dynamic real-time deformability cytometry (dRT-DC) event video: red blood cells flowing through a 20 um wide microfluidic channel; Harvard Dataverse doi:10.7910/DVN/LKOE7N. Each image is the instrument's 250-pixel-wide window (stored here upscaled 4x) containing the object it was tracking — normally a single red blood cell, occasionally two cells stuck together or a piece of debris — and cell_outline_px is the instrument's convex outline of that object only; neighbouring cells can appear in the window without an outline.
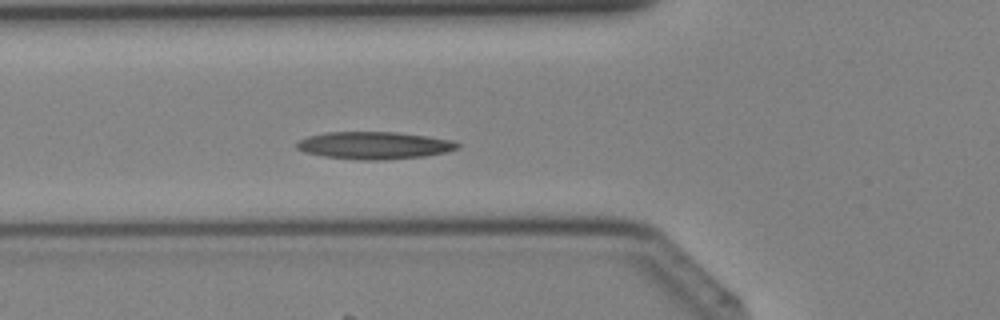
{"species": "Egyptian fruit bat (a non-hibernating species)", "species_latin": "Rousettus aegyptiacus", "temperature_condition": "cold", "stored_images_in_passage": 32, "camera_frame_rate_fps": 3000, "um_per_image_px": 0.085, "animal": {"sex": "female"}, "frame": {"image": 1, "passage_image": 6, "time_ms": 1.667, "image_size_px": [1000, 320], "cell_outline_px": [[460, 148], [444, 152], [424, 156], [384, 160], [356, 160], [324, 156], [304, 152], [296, 148], [296, 144], [300, 140], [308, 136], [324, 132], [396, 132], [428, 136], [452, 140], [460, 144]], "centroid_in_image_um": [31.81, 12.36], "position_along_channel_um": 94.0, "area_um2": 25.72}}
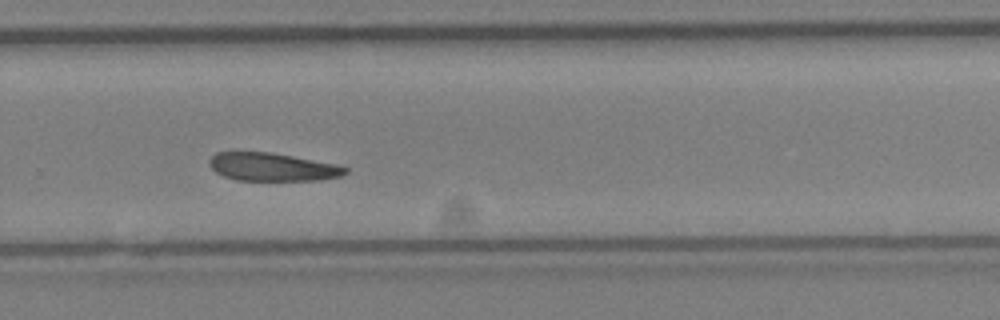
{"frame": {"image": 2, "passage_image": 19, "time_ms": 6.0, "image_size_px": [1000, 320], "cell_outline_px": [[348, 172], [340, 176], [320, 180], [236, 180], [224, 176], [216, 172], [208, 164], [208, 160], [216, 152], [272, 152], [336, 164], [348, 168]], "centroid_in_image_um": [23.14, 14.19], "position_along_channel_um": 306.7, "area_um2": 22.25}}
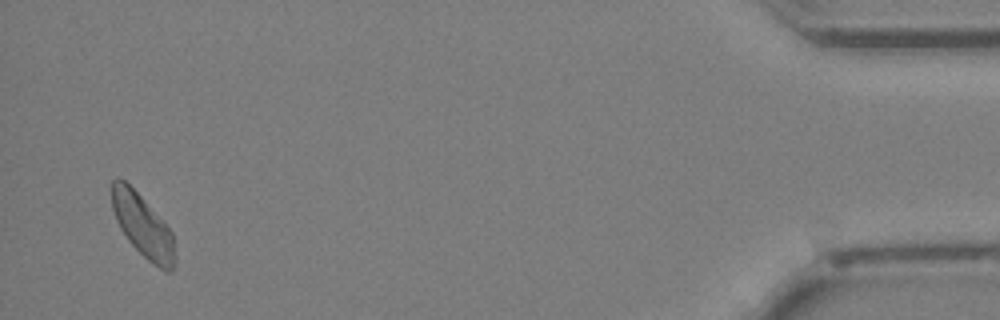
{"frame": {"image": 3, "passage_image": 31, "time_ms": 10.0, "image_size_px": [1000, 320], "cell_outline_px": [[176, 268], [172, 272], [164, 272], [152, 264], [128, 240], [120, 228], [116, 220], [112, 208], [112, 180], [116, 176], [124, 180], [140, 196], [172, 232], [176, 260]], "centroid_in_image_um": [12.16, 19.26], "position_along_channel_um": 423.0, "area_um2": 22.89}}